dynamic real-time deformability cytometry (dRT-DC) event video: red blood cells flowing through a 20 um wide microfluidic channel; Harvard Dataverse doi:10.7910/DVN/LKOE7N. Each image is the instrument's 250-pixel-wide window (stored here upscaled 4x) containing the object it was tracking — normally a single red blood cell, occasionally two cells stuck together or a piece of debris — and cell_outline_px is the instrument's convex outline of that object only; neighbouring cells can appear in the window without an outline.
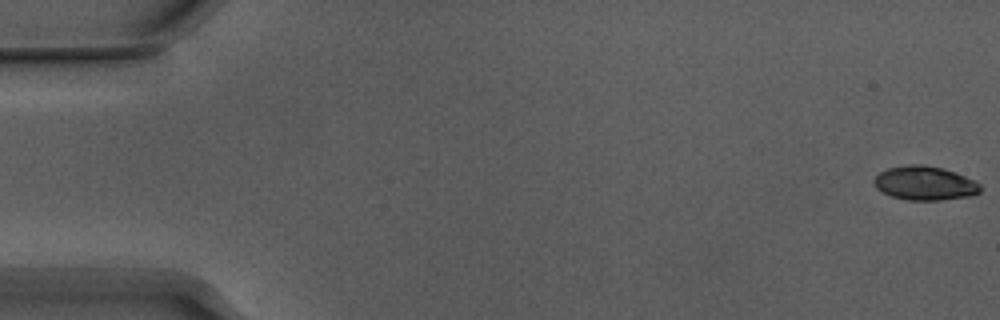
{"species": "Egyptian fruit bat (a non-hibernating species)", "species_latin": "Rousettus aegyptiacus", "temperature_condition": "warm", "stored_images_in_passage": 47, "camera_frame_rate_fps": 3000, "um_per_image_px": 0.085, "animal": {"sex": "male"}, "frame": {"image": 1, "passage_image": 1, "time_ms": 0.0, "image_size_px": [1000, 320], "cell_outline_px": [[980, 192], [972, 196], [940, 200], [908, 200], [892, 196], [876, 188], [872, 180], [880, 172], [888, 168], [908, 164], [924, 164], [944, 168], [964, 176], [980, 184]], "centroid_in_image_um": [78.6, 15.56], "position_along_channel_um": 6.4, "area_um2": 21.04}}
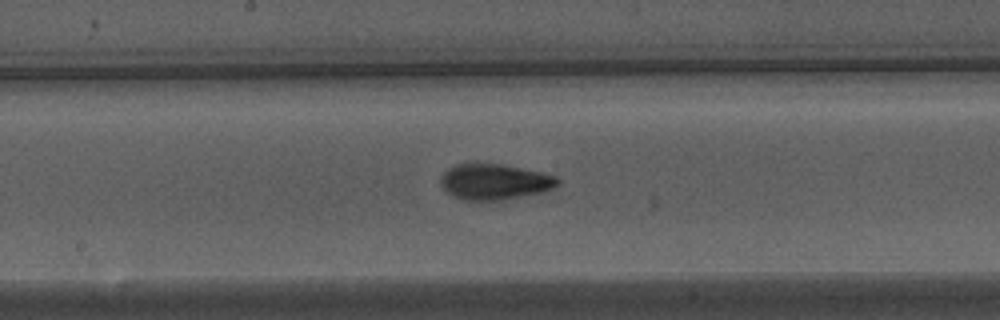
{"frame": {"image": 2, "passage_image": 29, "time_ms": 9.333, "image_size_px": [1000, 320], "cell_outline_px": [[560, 184], [552, 188], [540, 192], [500, 200], [460, 200], [452, 196], [440, 184], [440, 180], [444, 172], [448, 168], [456, 164], [468, 160], [504, 164], [540, 172], [556, 176], [560, 180]], "centroid_in_image_um": [41.97, 15.4], "position_along_channel_um": 206.2, "area_um2": 24.85}}
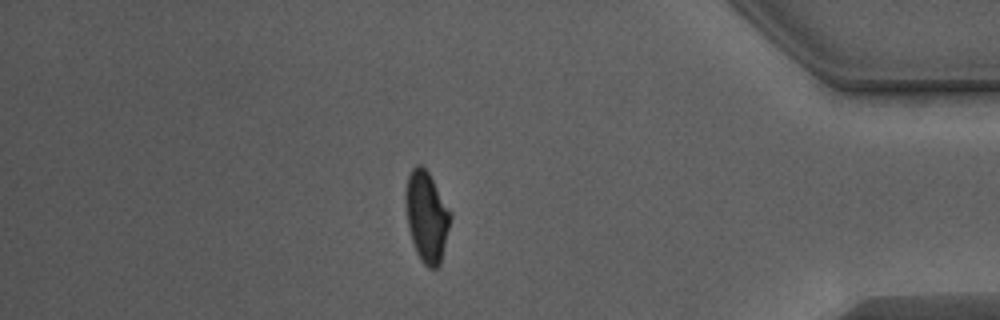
{"frame": {"image": 3, "passage_image": 47, "time_ms": 15.333, "image_size_px": [1000, 320], "cell_outline_px": [[452, 216], [440, 264], [436, 268], [428, 268], [420, 260], [416, 252], [408, 228], [404, 200], [404, 192], [408, 176], [412, 168], [416, 164], [420, 164], [428, 172], [452, 212]], "centroid_in_image_um": [36.25, 18.4], "position_along_channel_um": 398.9, "area_um2": 23.87}, "authors_computed_cell_mechanics": {"area_um2": 23.3512, "velocity_mm_per_s": 3.8515, "shape_relaxation_time_tau1_ms": 2.9655, "shape_relaxation_time_tau2_ms": 1.7068, "deformation_change_tau1": 0.1511, "deformation_change_tau2": 0.0712}}